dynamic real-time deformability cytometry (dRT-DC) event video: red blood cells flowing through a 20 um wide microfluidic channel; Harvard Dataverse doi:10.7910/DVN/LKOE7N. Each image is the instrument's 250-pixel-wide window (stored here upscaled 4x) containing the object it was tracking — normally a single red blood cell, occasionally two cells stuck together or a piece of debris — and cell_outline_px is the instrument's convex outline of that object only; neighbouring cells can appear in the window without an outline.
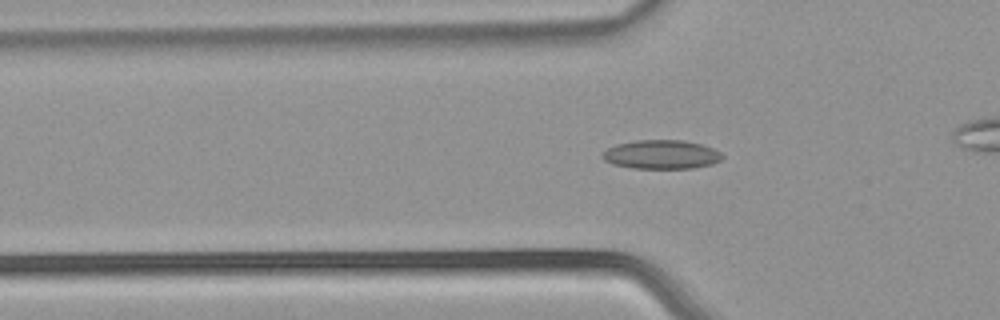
{"species": "common noctule bat (a hibernating species)", "species_latin": "Nyctalus noctula", "temperature_condition": "warm", "stored_images_in_passage": 46, "camera_frame_rate_fps": 3000, "um_per_image_px": 0.085, "animal": {"sex": "male", "body_mass_g": 21.5, "forearm_length_mm": 52.0}, "frame": {"image": 1, "passage_image": 19, "time_ms": 6.0, "image_size_px": [1000, 320], "cell_outline_px": [[724, 156], [720, 160], [712, 164], [692, 168], [632, 168], [612, 164], [604, 160], [600, 156], [608, 148], [616, 144], [636, 140], [684, 140], [700, 144], [712, 148], [720, 152]], "centroid_in_image_um": [56.2, 13.13], "position_along_channel_um": 69.6, "area_um2": 20.17}}
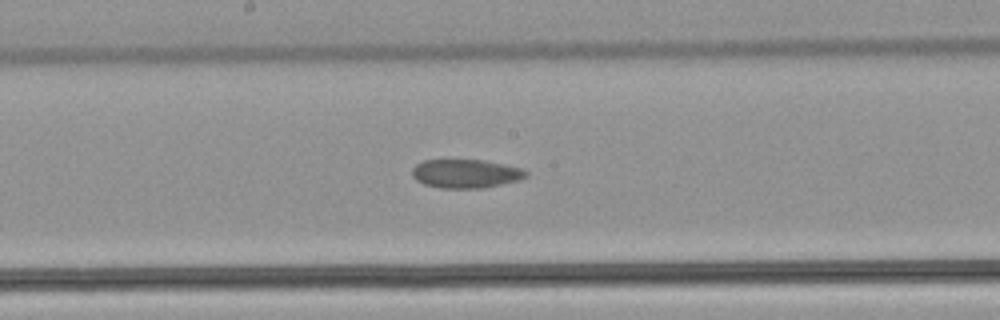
{"frame": {"image": 2, "passage_image": 30, "time_ms": 9.667, "image_size_px": [1000, 320], "cell_outline_px": [[528, 176], [520, 180], [484, 188], [440, 188], [424, 184], [416, 180], [412, 176], [412, 168], [416, 164], [424, 160], [484, 160], [504, 164], [520, 168], [528, 172]], "centroid_in_image_um": [39.59, 14.76], "position_along_channel_um": 208.6, "area_um2": 19.13}}
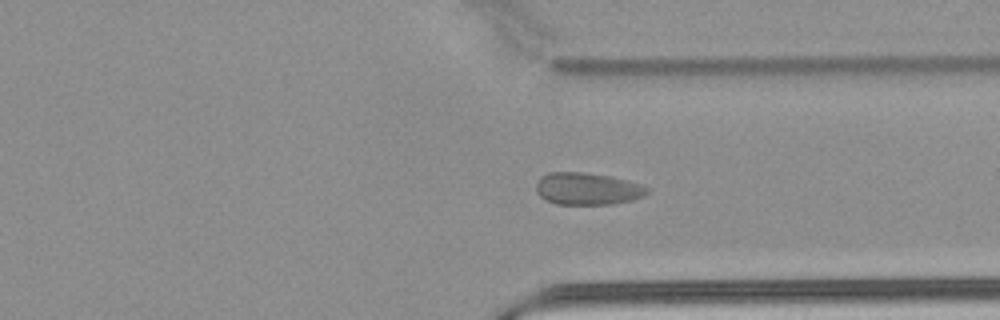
{"frame": {"image": 3, "passage_image": 42, "time_ms": 13.667, "image_size_px": [1000, 320], "cell_outline_px": [[648, 192], [644, 196], [632, 200], [612, 204], [556, 204], [540, 196], [536, 192], [536, 184], [540, 176], [548, 172], [584, 172], [612, 176], [640, 184], [648, 188]], "centroid_in_image_um": [49.92, 16.03], "position_along_channel_um": 361.5, "area_um2": 20.87}}